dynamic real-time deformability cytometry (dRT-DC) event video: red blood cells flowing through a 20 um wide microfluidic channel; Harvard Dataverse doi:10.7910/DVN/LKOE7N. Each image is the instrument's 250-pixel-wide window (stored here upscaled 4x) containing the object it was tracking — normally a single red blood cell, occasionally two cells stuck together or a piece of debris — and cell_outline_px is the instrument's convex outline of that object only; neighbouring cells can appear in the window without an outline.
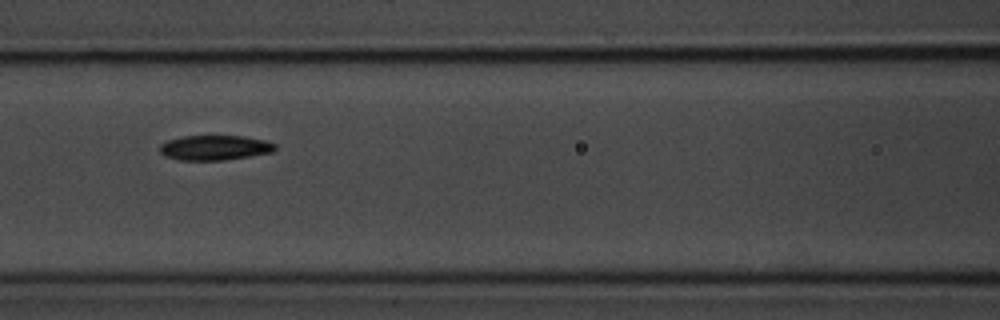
{"species": "common noctule bat (a hibernating species)", "species_latin": "Nyctalus noctula", "temperature_condition": "room temperature", "stored_images_in_passage": 9, "camera_frame_rate_fps": 3000, "um_per_image_px": 0.085, "animal": {"sex": "male", "body_mass_g": 20.1, "forearm_length_mm": 53.5}, "frame": {"image": 1, "passage_image": 6, "time_ms": 5.667, "image_size_px": [1000, 320], "cell_outline_px": [[276, 148], [272, 152], [224, 160], [180, 160], [164, 156], [160, 152], [160, 144], [168, 140], [180, 136], [244, 136], [264, 140], [276, 144]], "centroid_in_image_um": [18.23, 12.55], "position_along_channel_um": 148.4, "area_um2": 16.7}}
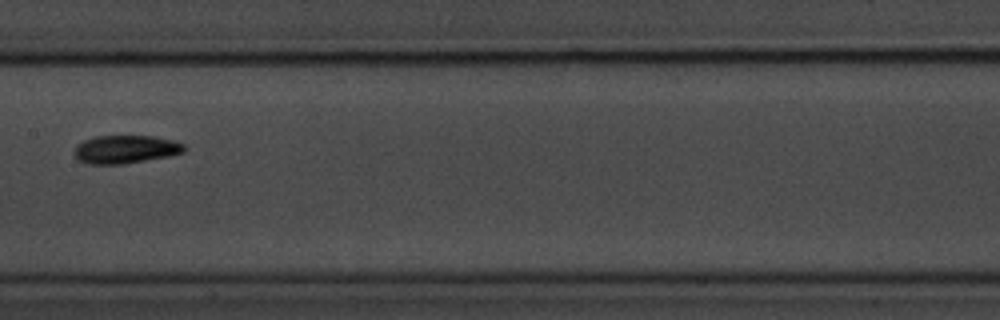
{"frame": {"image": 2, "passage_image": 7, "time_ms": 7.0, "image_size_px": [1000, 320], "cell_outline_px": [[184, 152], [168, 156], [124, 164], [88, 164], [80, 160], [72, 152], [76, 144], [92, 136], [152, 136], [172, 140], [184, 144]], "centroid_in_image_um": [10.62, 12.69], "position_along_channel_um": 196.8, "area_um2": 18.03}}
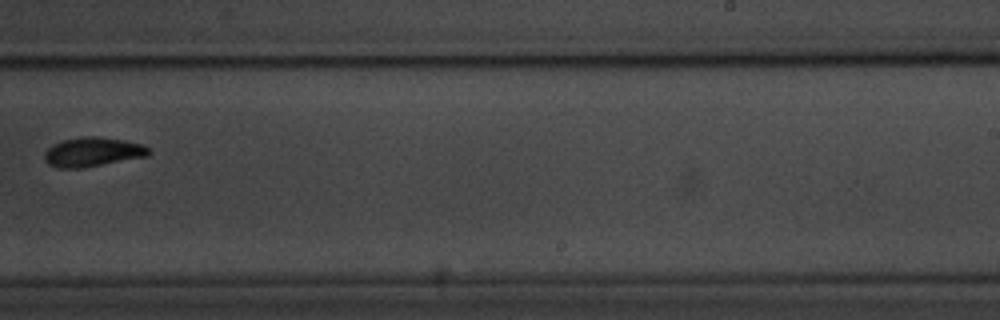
{"frame": {"image": 3, "passage_image": 9, "time_ms": 9.333, "image_size_px": [1000, 320], "cell_outline_px": [[152, 152], [148, 156], [80, 168], [60, 168], [48, 164], [44, 160], [44, 152], [52, 144], [64, 140], [80, 136], [96, 136], [124, 140], [144, 144], [152, 148]], "centroid_in_image_um": [7.91, 12.9], "position_along_channel_um": 281.1, "area_um2": 17.98}}